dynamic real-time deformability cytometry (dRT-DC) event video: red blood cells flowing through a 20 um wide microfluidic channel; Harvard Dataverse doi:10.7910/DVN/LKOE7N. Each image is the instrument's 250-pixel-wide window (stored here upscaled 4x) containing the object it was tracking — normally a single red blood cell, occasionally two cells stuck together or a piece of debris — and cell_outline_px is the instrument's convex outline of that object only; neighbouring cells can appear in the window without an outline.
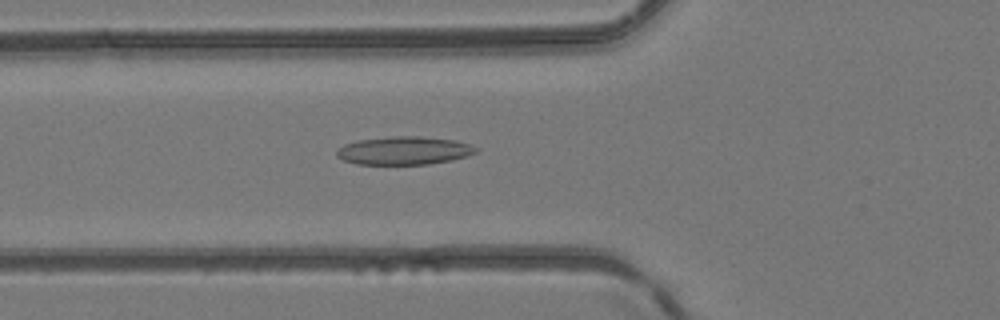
{"species": "common noctule bat (a hibernating species)", "species_latin": "Nyctalus noctula", "temperature_condition": "room temperature", "stored_images_in_passage": 48, "camera_frame_rate_fps": 3000, "um_per_image_px": 0.085, "animal": {"sex": "female", "body_mass_g": 24.6, "forearm_length_mm": 56.2}, "frame": {"image": 1, "passage_image": 18, "time_ms": 5.667, "image_size_px": [1000, 320], "cell_outline_px": [[476, 152], [452, 160], [428, 164], [356, 164], [344, 160], [336, 156], [336, 152], [344, 144], [360, 140], [392, 136], [420, 136], [452, 140], [468, 144], [476, 148]], "centroid_in_image_um": [34.3, 12.8], "position_along_channel_um": 91.5, "area_um2": 22.48}}
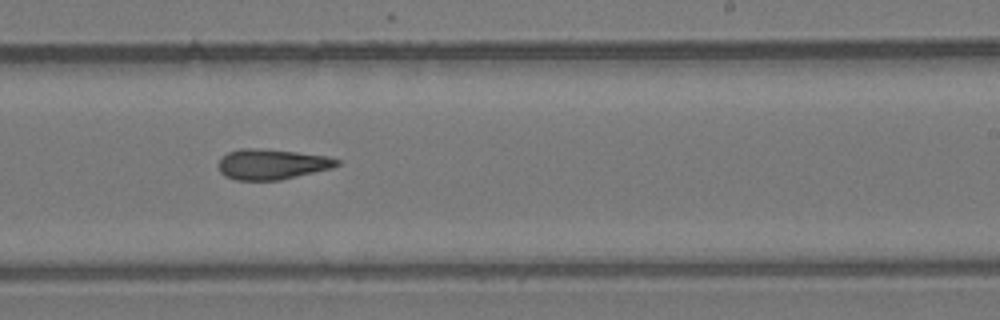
{"frame": {"image": 2, "passage_image": 30, "time_ms": 9.667, "image_size_px": [1000, 320], "cell_outline_px": [[340, 164], [332, 168], [280, 180], [236, 180], [224, 176], [220, 172], [220, 160], [228, 152], [240, 148], [252, 148], [296, 152], [328, 156], [340, 160]], "centroid_in_image_um": [23.13, 13.96], "position_along_channel_um": 265.9, "area_um2": 20.81}}
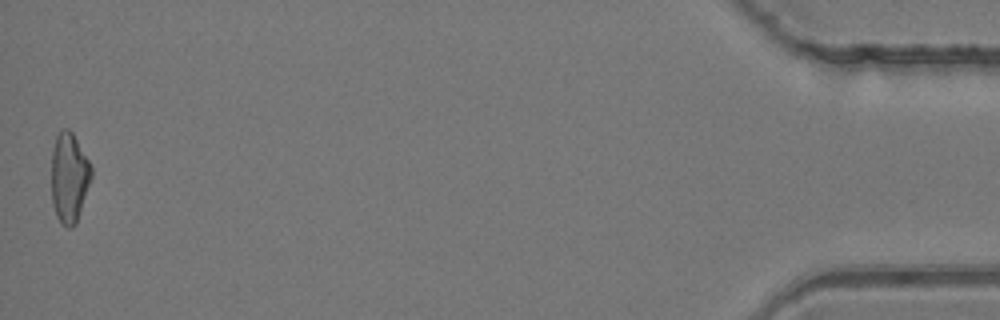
{"frame": {"image": 3, "passage_image": 48, "time_ms": 15.667, "image_size_px": [1000, 320], "cell_outline_px": [[92, 176], [76, 224], [72, 228], [68, 228], [60, 224], [56, 216], [52, 204], [52, 152], [56, 136], [60, 128], [68, 128], [72, 132], [88, 160], [92, 168]], "centroid_in_image_um": [5.87, 15.12], "position_along_channel_um": 429.3, "area_um2": 20.98}}